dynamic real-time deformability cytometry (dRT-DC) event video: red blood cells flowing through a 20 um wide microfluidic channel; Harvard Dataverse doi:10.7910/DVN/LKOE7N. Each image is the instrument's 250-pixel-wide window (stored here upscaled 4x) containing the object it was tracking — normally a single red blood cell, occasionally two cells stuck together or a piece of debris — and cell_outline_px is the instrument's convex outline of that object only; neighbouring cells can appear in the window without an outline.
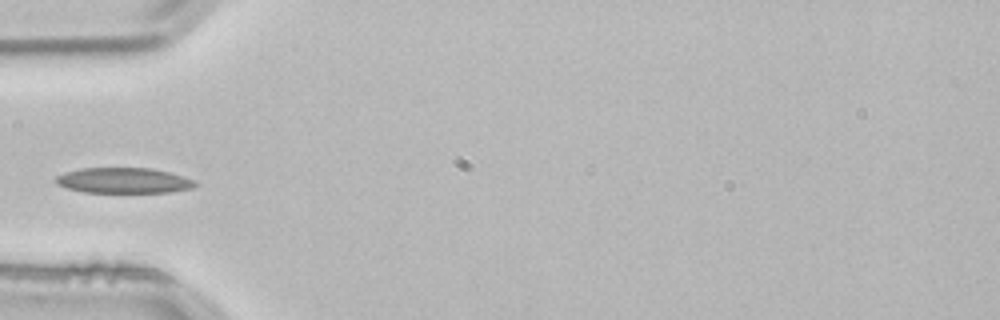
{"species": "common noctule bat (a hibernating species)", "species_latin": "Nyctalus noctula", "temperature_condition": "room temperature", "stored_images_in_passage": 3, "camera_frame_rate_fps": 3000, "um_per_image_px": 0.085, "animal": {"sex": "male", "body_mass_g": 21.5, "forearm_length_mm": 52.0}, "frame": {"image": 1, "passage_image": 3, "time_ms": 0.667, "image_size_px": [1000, 320], "cell_outline_px": [[200, 184], [192, 188], [172, 192], [84, 192], [68, 188], [56, 184], [56, 176], [80, 168], [152, 168], [184, 176]], "centroid_in_image_um": [10.55, 15.34], "position_along_channel_um": 74.5, "area_um2": 20.58}}